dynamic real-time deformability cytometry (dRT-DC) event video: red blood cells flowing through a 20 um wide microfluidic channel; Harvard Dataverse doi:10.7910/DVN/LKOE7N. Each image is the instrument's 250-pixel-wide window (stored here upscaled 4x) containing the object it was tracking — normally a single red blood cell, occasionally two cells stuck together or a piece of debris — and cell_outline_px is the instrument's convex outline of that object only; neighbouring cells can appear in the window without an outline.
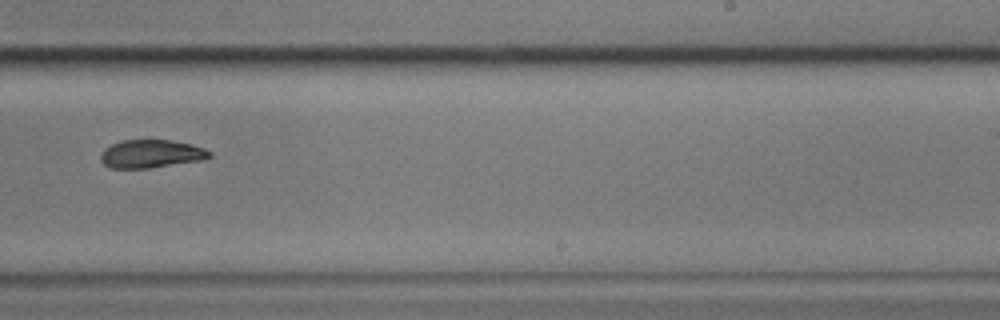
{"species": "common noctule bat (a hibernating species)", "species_latin": "Nyctalus noctula", "temperature_condition": "cold", "stored_images_in_passage": 11, "camera_frame_rate_fps": 3000, "um_per_image_px": 0.085, "animal": {"sex": "male", "body_mass_g": 17.9}, "frame": {"image": 1, "passage_image": 10, "time_ms": 11.667, "image_size_px": [1000, 320], "cell_outline_px": [[212, 156], [204, 160], [148, 168], [108, 168], [100, 160], [100, 152], [104, 148], [120, 140], [172, 140], [192, 144], [204, 148], [212, 152]], "centroid_in_image_um": [12.84, 13.07], "position_along_channel_um": 276.2, "area_um2": 18.09}}
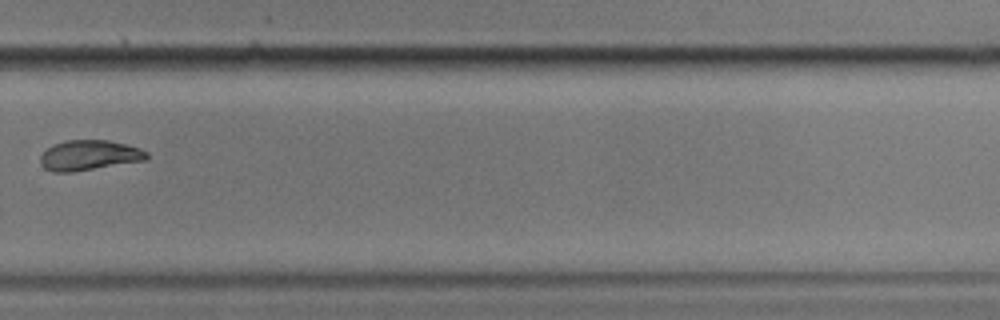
{"frame": {"image": 2, "passage_image": 11, "time_ms": 13.0, "image_size_px": [1000, 320], "cell_outline_px": [[148, 160], [72, 172], [52, 172], [44, 168], [40, 164], [40, 156], [48, 148], [64, 140], [108, 140], [140, 148], [148, 152]], "centroid_in_image_um": [7.59, 13.21], "position_along_channel_um": 322.2, "area_um2": 18.73}}